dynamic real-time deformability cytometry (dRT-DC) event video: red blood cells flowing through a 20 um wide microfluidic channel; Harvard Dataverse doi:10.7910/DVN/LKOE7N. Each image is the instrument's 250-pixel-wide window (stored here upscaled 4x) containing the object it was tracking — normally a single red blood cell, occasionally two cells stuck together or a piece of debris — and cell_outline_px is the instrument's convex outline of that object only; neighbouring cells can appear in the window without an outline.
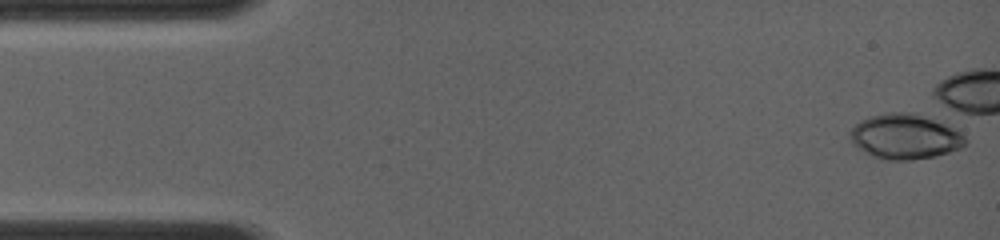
{"species": "common noctule bat (a hibernating species)", "species_latin": "Nyctalus noctula", "temperature_condition": "room temperature", "stored_images_in_passage": 10, "camera_frame_rate_fps": 4000, "um_per_image_px": 0.085, "animal": {"sex": "female", "body_mass_g": 19.0, "forearm_length_mm": 56.7}, "frame": {"image": 1, "passage_image": 1, "time_ms": 0.0, "image_size_px": [1000, 240], "cell_outline_px": [[968, 140], [960, 148], [936, 156], [912, 160], [884, 160], [852, 144], [848, 136], [848, 132], [860, 120], [884, 112], [916, 112], [944, 124], [960, 132]], "centroid_in_image_um": [76.9, 11.6], "position_along_channel_um": 8.1, "area_um2": 30.17}}
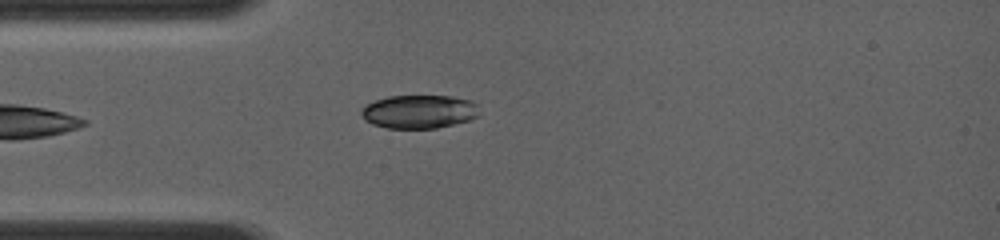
{"frame": {"image": 2, "passage_image": 10, "time_ms": 4.5, "image_size_px": [1000, 240], "cell_outline_px": [[480, 116], [468, 120], [436, 128], [388, 128], [372, 124], [364, 120], [360, 112], [368, 104], [376, 100], [388, 96], [452, 96], [472, 100], [476, 104]], "centroid_in_image_um": [35.64, 9.49], "position_along_channel_um": 49.4, "area_um2": 22.95}}